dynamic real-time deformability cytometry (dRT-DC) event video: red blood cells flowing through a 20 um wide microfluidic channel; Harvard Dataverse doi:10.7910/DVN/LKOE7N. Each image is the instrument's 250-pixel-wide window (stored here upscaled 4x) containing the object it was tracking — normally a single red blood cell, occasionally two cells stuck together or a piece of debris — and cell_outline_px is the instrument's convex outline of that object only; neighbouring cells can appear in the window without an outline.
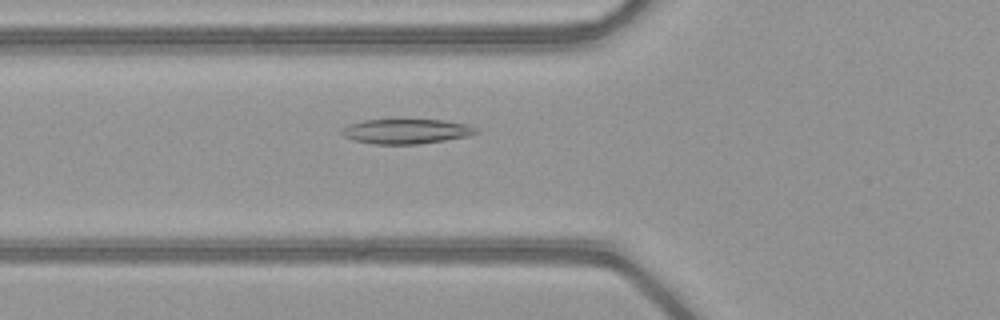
{"species": "common noctule bat (a hibernating species)", "species_latin": "Nyctalus noctula", "temperature_condition": "warm", "stored_images_in_passage": 52, "camera_frame_rate_fps": 3000, "um_per_image_px": 0.085, "animal": {"sex": "female", "body_mass_g": 21.9}, "frame": {"image": 1, "passage_image": 20, "time_ms": 6.333, "image_size_px": [1000, 320], "cell_outline_px": [[480, 132], [472, 136], [420, 144], [376, 144], [352, 140], [344, 136], [340, 132], [340, 128], [348, 124], [364, 120], [444, 120], [468, 124], [476, 128]], "centroid_in_image_um": [34.55, 11.17], "position_along_channel_um": 91.2, "area_um2": 19.65}}
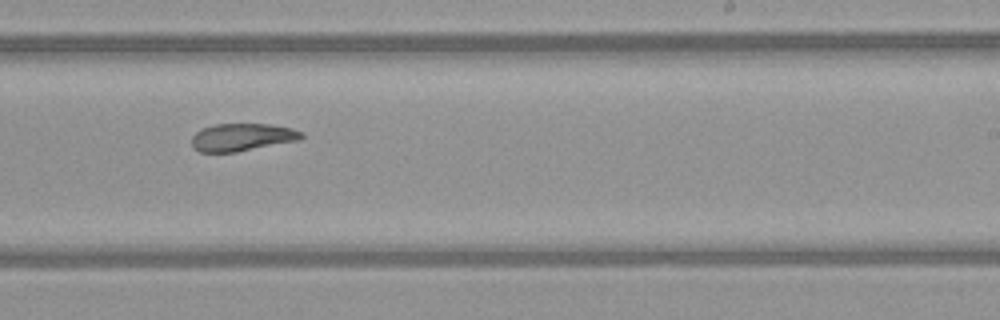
{"frame": {"image": 2, "passage_image": 33, "time_ms": 10.667, "image_size_px": [1000, 320], "cell_outline_px": [[304, 136], [300, 140], [236, 152], [200, 152], [192, 148], [192, 136], [200, 128], [216, 124], [268, 124], [292, 128], [304, 132]], "centroid_in_image_um": [20.58, 11.66], "position_along_channel_um": 268.4, "area_um2": 17.8}}
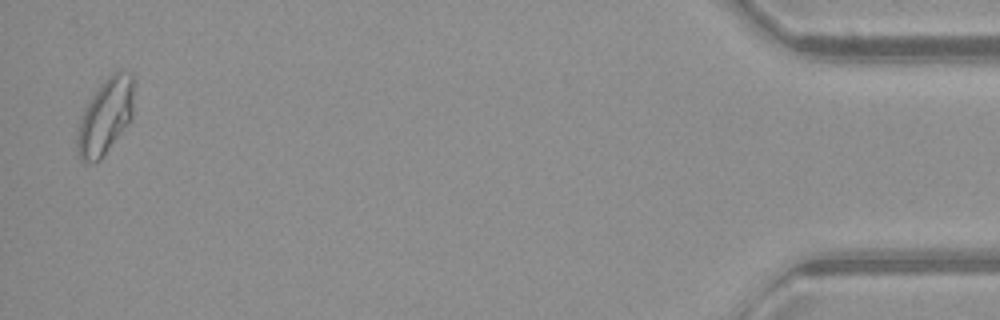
{"frame": {"image": 3, "passage_image": 51, "time_ms": 16.667, "image_size_px": [1000, 320], "cell_outline_px": [[132, 116], [100, 160], [92, 164], [84, 164], [80, 160], [76, 148], [76, 136], [80, 120], [92, 96], [100, 84], [112, 72], [120, 68], [132, 72]], "centroid_in_image_um": [8.93, 9.9], "position_along_channel_um": 426.3, "area_um2": 24.74}, "authors_computed_cell_mechanics": {"area_um2": 21.0103, "velocity_mm_per_s": 4.0725, "shape_relaxation_time_tau1_ms": 8.352, "shape_relaxation_time_tau2_ms": 3.5398, "deformation_change_tau1": 0.2131, "deformation_change_tau2": 0.0872}}